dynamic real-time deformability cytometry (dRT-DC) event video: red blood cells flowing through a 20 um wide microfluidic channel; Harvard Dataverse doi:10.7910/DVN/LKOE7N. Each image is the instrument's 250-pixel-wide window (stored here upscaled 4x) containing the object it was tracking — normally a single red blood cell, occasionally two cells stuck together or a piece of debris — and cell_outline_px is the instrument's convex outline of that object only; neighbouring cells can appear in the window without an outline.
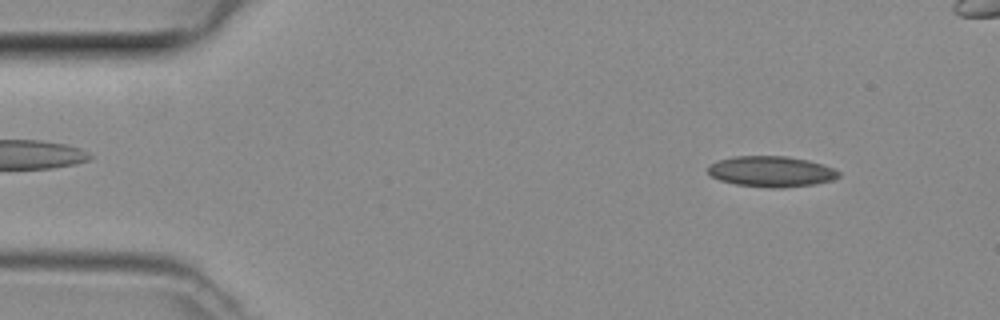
{"species": "common noctule bat (a hibernating species)", "species_latin": "Nyctalus noctula", "temperature_condition": "room temperature", "stored_images_in_passage": 44, "camera_frame_rate_fps": 3000, "um_per_image_px": 0.085, "animal": {"sex": "female", "body_mass_g": 29.2, "forearm_length_mm": 56.3}, "frame": {"image": 1, "passage_image": 4, "time_ms": 1.0, "image_size_px": [1000, 320], "cell_outline_px": [[840, 176], [832, 180], [816, 184], [780, 188], [768, 188], [736, 184], [720, 180], [712, 176], [708, 172], [708, 168], [712, 164], [720, 160], [732, 156], [784, 156], [808, 160], [832, 168], [840, 172]], "centroid_in_image_um": [65.57, 14.58], "position_along_channel_um": 19.4, "area_um2": 23.24}}
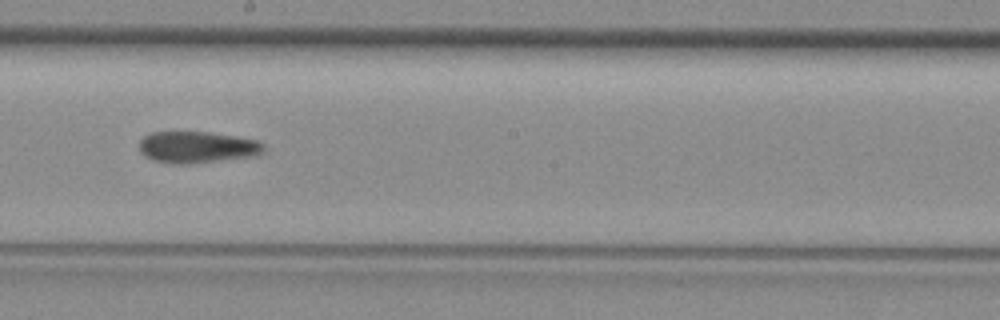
{"frame": {"image": 2, "passage_image": 25, "time_ms": 8.0, "image_size_px": [1000, 320], "cell_outline_px": [[264, 152], [256, 156], [184, 164], [172, 164], [152, 160], [144, 156], [140, 152], [140, 140], [144, 136], [152, 132], [208, 132], [236, 136], [256, 140], [264, 144]], "centroid_in_image_um": [16.75, 12.51], "position_along_channel_um": 231.4, "area_um2": 22.95}}
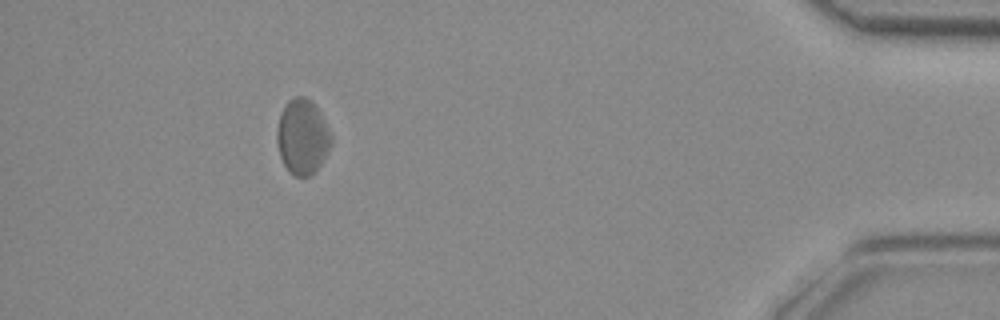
{"frame": {"image": 3, "passage_image": 42, "time_ms": 13.667, "image_size_px": [1000, 320], "cell_outline_px": [[332, 144], [328, 152], [316, 172], [308, 176], [296, 176], [284, 164], [280, 156], [276, 140], [276, 128], [280, 116], [288, 100], [296, 96], [304, 96], [320, 112], [332, 136]], "centroid_in_image_um": [25.71, 11.64], "position_along_channel_um": 409.5, "area_um2": 23.52}}